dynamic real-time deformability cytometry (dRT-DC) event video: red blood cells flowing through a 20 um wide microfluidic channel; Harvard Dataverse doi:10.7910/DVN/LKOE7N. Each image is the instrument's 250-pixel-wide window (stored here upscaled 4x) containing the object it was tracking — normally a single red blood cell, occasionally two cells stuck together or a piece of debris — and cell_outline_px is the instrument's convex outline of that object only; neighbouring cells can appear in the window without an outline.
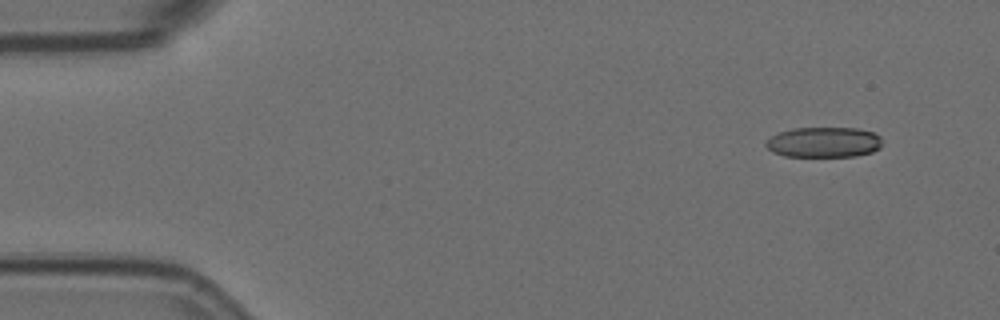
{"species": "Egyptian fruit bat (a non-hibernating species)", "species_latin": "Rousettus aegyptiacus", "temperature_condition": "room temperature", "stored_images_in_passage": 6, "camera_frame_rate_fps": 3000, "um_per_image_px": 0.085, "animal": {"sex": "female"}, "frame": {"image": 1, "passage_image": 6, "time_ms": 1.667, "image_size_px": [1000, 320], "cell_outline_px": [[880, 148], [872, 152], [856, 156], [784, 156], [772, 152], [764, 144], [764, 140], [780, 132], [792, 128], [856, 128], [872, 132], [880, 136]], "centroid_in_image_um": [69.99, 12.09], "position_along_channel_um": 15.0, "area_um2": 20.58}}